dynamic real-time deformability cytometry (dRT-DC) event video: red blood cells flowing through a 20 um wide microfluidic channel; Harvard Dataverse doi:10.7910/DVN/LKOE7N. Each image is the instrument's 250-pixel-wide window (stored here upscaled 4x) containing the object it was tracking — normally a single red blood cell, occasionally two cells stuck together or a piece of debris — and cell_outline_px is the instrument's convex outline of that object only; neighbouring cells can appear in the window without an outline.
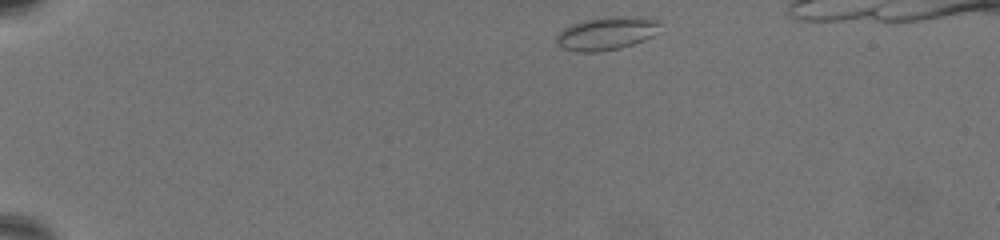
{"species": "common noctule bat (a hibernating species)", "species_latin": "Nyctalus noctula", "temperature_condition": "warm", "stored_images_in_passage": 52, "camera_frame_rate_fps": 3000, "um_per_image_px": 0.085, "animal": {"sex": "female", "body_mass_g": 19.5, "forearm_length_mm": 54.1}, "frame": {"image": 1, "passage_image": 1, "time_ms": 0.0, "image_size_px": [1000, 240], "cell_outline_px": [[660, 24], [652, 36], [644, 40], [620, 48], [596, 52], [576, 52], [564, 48], [556, 44], [556, 36], [564, 28], [572, 24], [584, 20], [604, 16], [644, 16], [660, 20]], "centroid_in_image_um": [51.56, 2.82], "position_along_channel_um": 33.4, "area_um2": 20.17}}
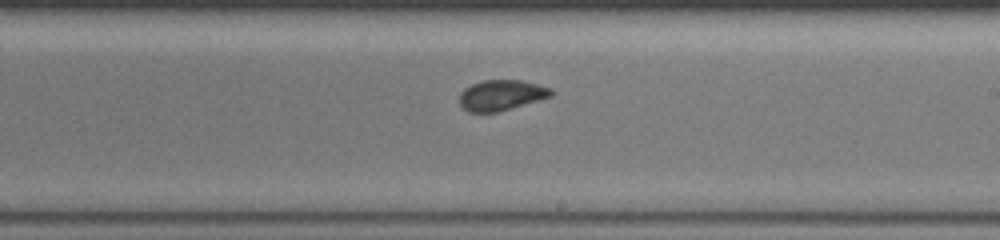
{"frame": {"image": 2, "passage_image": 29, "time_ms": 9.333, "image_size_px": [1000, 240], "cell_outline_px": [[556, 92], [552, 96], [496, 112], [468, 112], [460, 104], [460, 92], [464, 88], [472, 84], [484, 80], [524, 80], [552, 88]], "centroid_in_image_um": [42.64, 8.07], "position_along_channel_um": 246.4, "area_um2": 16.3}}
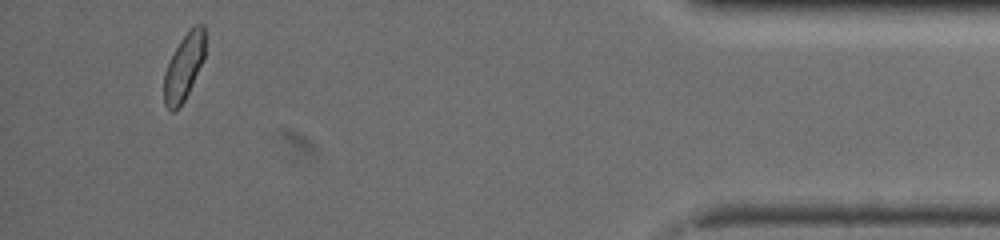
{"frame": {"image": 3, "passage_image": 50, "time_ms": 16.333, "image_size_px": [1000, 240], "cell_outline_px": [[204, 60], [184, 100], [172, 112], [164, 104], [164, 72], [180, 40], [196, 24], [204, 24]], "centroid_in_image_um": [15.63, 5.69], "position_along_channel_um": 419.6, "area_um2": 15.43}}